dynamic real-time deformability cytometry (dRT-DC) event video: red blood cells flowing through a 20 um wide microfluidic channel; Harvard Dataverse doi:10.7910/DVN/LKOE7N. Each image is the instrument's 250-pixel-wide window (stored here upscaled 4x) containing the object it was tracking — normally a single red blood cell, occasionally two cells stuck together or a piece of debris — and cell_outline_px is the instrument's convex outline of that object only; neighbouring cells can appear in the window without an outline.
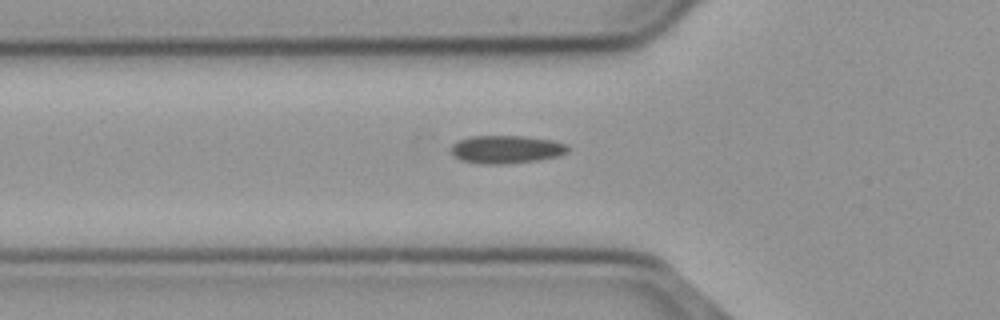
{"species": "common noctule bat (a hibernating species)", "species_latin": "Nyctalus noctula", "temperature_condition": "cold", "stored_images_in_passage": 41, "camera_frame_rate_fps": 3000, "um_per_image_px": 0.085, "animal": {"sex": "male", "body_mass_g": 23.1, "forearm_length_mm": 52.7}, "frame": {"image": 1, "passage_image": 5, "time_ms": 1.333, "image_size_px": [1000, 320], "cell_outline_px": [[568, 148], [564, 152], [556, 156], [540, 160], [504, 164], [480, 164], [460, 160], [452, 156], [452, 144], [468, 136], [524, 136], [552, 140], [564, 144]], "centroid_in_image_um": [42.96, 12.7], "position_along_channel_um": 82.8, "area_um2": 18.96}}
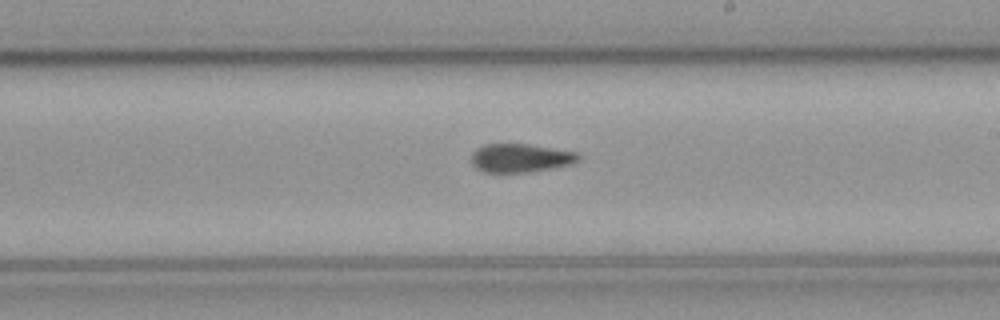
{"frame": {"image": 2, "passage_image": 18, "time_ms": 5.667, "image_size_px": [1000, 320], "cell_outline_px": [[580, 160], [572, 164], [524, 172], [484, 172], [476, 168], [472, 164], [472, 152], [476, 148], [484, 144], [528, 144], [580, 152]], "centroid_in_image_um": [44.25, 13.41], "position_along_channel_um": 244.8, "area_um2": 17.8}}
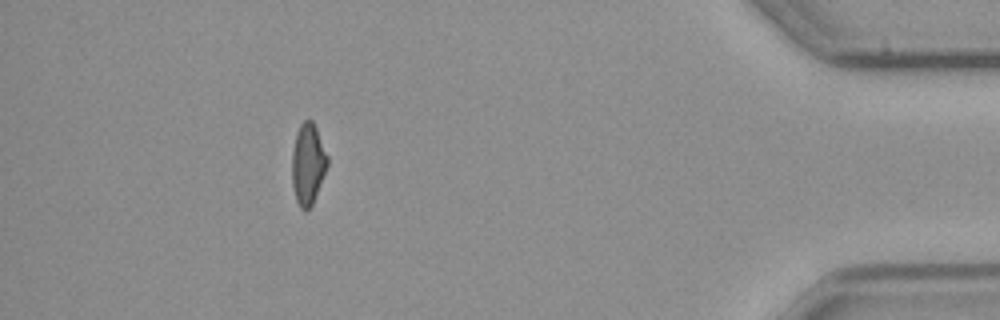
{"frame": {"image": 3, "passage_image": 36, "time_ms": 11.667, "image_size_px": [1000, 320], "cell_outline_px": [[328, 164], [312, 204], [308, 212], [304, 212], [300, 208], [296, 200], [292, 184], [292, 152], [296, 132], [300, 124], [304, 120], [312, 120], [316, 128], [328, 156]], "centroid_in_image_um": [26.16, 13.95], "position_along_channel_um": 409.0, "area_um2": 16.76}}